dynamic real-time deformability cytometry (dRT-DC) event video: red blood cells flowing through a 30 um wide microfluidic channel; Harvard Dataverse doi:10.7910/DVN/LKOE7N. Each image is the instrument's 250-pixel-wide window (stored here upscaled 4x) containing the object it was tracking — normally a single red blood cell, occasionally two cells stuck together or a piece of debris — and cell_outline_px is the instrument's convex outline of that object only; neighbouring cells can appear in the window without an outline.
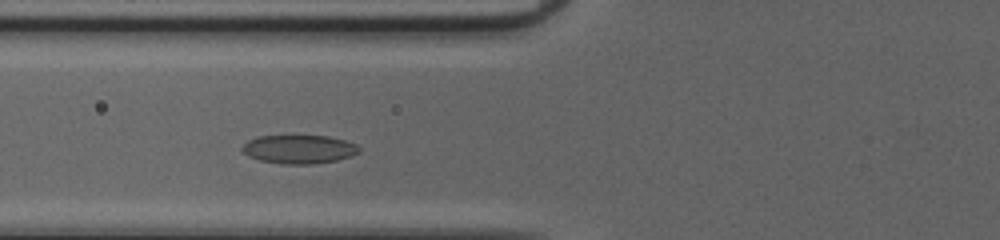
{"species": "common noctule bat (a hibernating species)", "species_latin": "Nyctalus noctula", "temperature_condition": "cold", "stored_images_in_passage": 32, "camera_frame_rate_fps": 3000, "um_per_image_px": 0.085, "animal": {"sex": "female", "body_mass_g": 20.0, "forearm_length_mm": 54.0}, "frame": {"image": 1, "passage_image": 8, "time_ms": 2.333, "image_size_px": [1000, 240], "cell_outline_px": [[360, 152], [352, 156], [336, 160], [312, 164], [280, 164], [260, 160], [248, 156], [240, 148], [248, 140], [256, 136], [328, 136], [344, 140], [356, 144], [360, 148]], "centroid_in_image_um": [25.41, 12.69], "position_along_channel_um": 100.4, "area_um2": 19.54}}
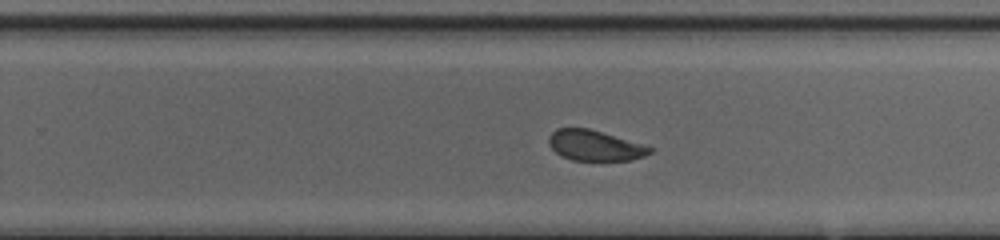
{"frame": {"image": 2, "passage_image": 21, "time_ms": 6.667, "image_size_px": [1000, 240], "cell_outline_px": [[652, 152], [644, 156], [632, 160], [572, 160], [560, 156], [548, 144], [548, 136], [556, 128], [588, 128], [640, 144], [652, 148]], "centroid_in_image_um": [50.49, 12.37], "position_along_channel_um": 279.3, "area_um2": 17.69}}
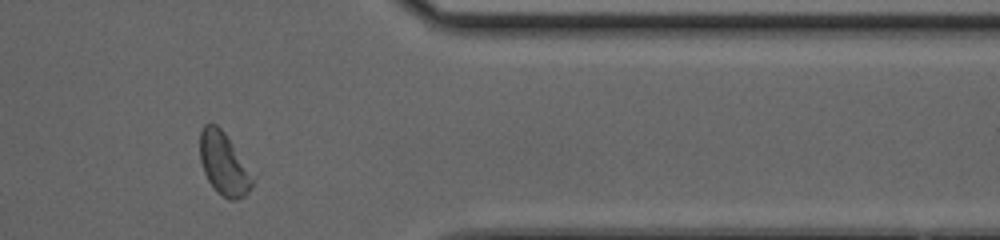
{"frame": {"image": 3, "passage_image": 30, "time_ms": 9.667, "image_size_px": [1000, 240], "cell_outline_px": [[252, 184], [248, 192], [244, 196], [236, 200], [228, 200], [216, 192], [208, 180], [204, 172], [200, 160], [200, 132], [204, 124], [216, 124], [224, 132], [232, 144], [252, 180]], "centroid_in_image_um": [18.95, 13.94], "position_along_channel_um": 392.5, "area_um2": 18.44}, "authors_computed_cell_mechanics": {"area_um2": 19.6231, "velocity_mm_per_s": 4.1269, "shape_relaxation_time_tau1_ms": 2.6778, "shape_relaxation_time_tau2_ms": 1.7209, "deformation_change_tau1": 0.0833, "deformation_change_tau2": 0.0648}}